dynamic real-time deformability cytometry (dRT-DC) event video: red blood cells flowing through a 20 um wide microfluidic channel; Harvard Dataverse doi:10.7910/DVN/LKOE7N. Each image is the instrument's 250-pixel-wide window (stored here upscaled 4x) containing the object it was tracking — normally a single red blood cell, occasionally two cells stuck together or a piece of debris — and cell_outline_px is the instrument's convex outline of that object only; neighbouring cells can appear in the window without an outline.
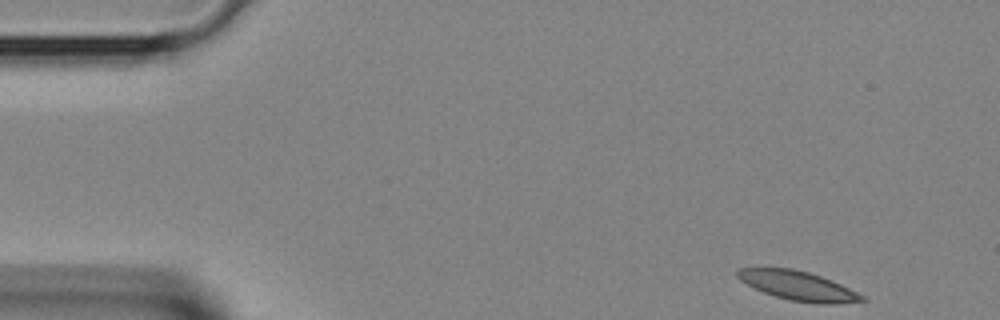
{"species": "Egyptian fruit bat (a non-hibernating species)", "species_latin": "Rousettus aegyptiacus", "temperature_condition": "room temperature", "stored_images_in_passage": 37, "camera_frame_rate_fps": 3000, "um_per_image_px": 0.085, "animal": {"sex": "female"}, "frame": {"image": 1, "passage_image": 1, "time_ms": 0.0, "image_size_px": [1000, 320], "cell_outline_px": [[868, 300], [836, 304], [816, 304], [788, 300], [764, 292], [740, 280], [736, 276], [736, 272], [740, 268], [792, 268], [808, 272], [832, 280], [864, 296]], "centroid_in_image_um": [67.85, 24.3], "position_along_channel_um": 17.1, "area_um2": 21.04}}
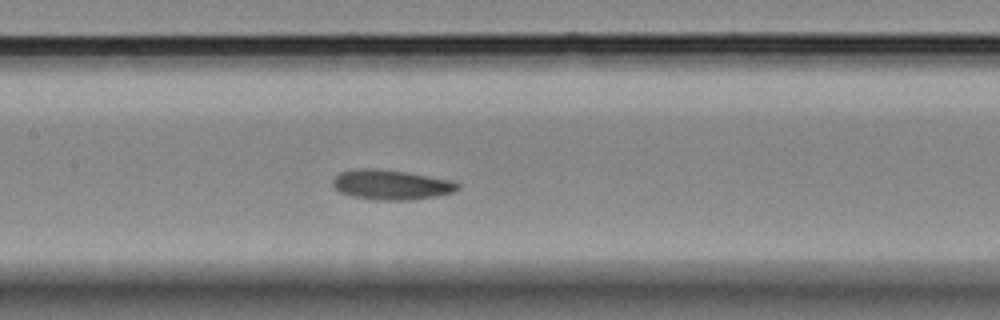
{"frame": {"image": 2, "passage_image": 16, "time_ms": 5.0, "image_size_px": [1000, 320], "cell_outline_px": [[460, 188], [452, 192], [436, 196], [408, 200], [380, 200], [352, 196], [340, 192], [332, 184], [332, 180], [340, 172], [352, 168], [380, 168], [408, 172], [452, 180], [460, 184]], "centroid_in_image_um": [33.24, 15.68], "position_along_channel_um": 174.2, "area_um2": 21.91}}
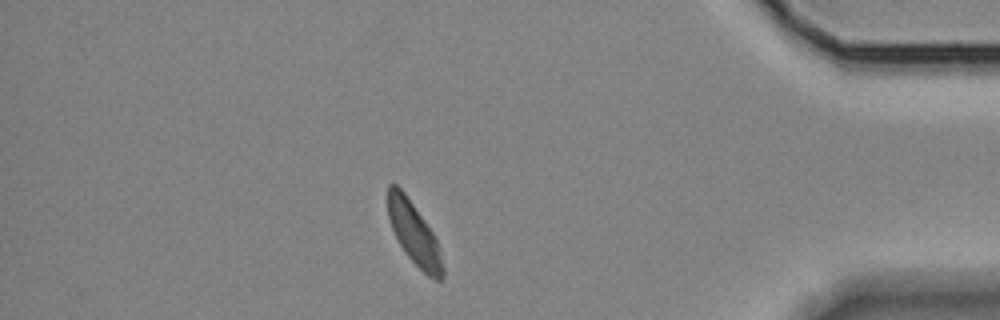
{"frame": {"image": 3, "passage_image": 32, "time_ms": 10.333, "image_size_px": [1000, 320], "cell_outline_px": [[444, 276], [440, 280], [436, 280], [428, 276], [408, 256], [400, 244], [392, 228], [388, 216], [388, 184], [396, 184], [404, 192], [432, 232], [436, 240], [444, 268]], "centroid_in_image_um": [35.19, 19.86], "position_along_channel_um": 400.0, "area_um2": 19.25}}